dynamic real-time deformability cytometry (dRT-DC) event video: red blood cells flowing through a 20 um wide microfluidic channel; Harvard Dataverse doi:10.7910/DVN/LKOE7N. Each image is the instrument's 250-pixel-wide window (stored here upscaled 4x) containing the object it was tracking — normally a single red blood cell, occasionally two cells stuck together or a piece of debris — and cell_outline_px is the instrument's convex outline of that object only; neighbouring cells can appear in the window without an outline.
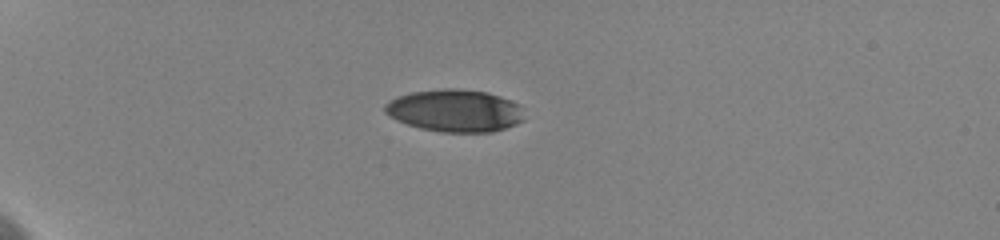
{"species": "human", "species_latin": "Homo sapiens", "temperature_condition": "cold", "stored_images_in_passage": 8, "camera_frame_rate_fps": 3000, "um_per_image_px": 0.085, "donor": {"sex": "female"}, "frame": {"image": 1, "passage_image": 1, "time_ms": 0.0, "image_size_px": [1000, 240], "cell_outline_px": [[524, 120], [516, 124], [492, 132], [440, 132], [420, 128], [396, 120], [384, 112], [384, 104], [388, 100], [396, 96], [412, 92], [444, 88], [456, 88], [488, 92], [512, 100], [520, 104]], "centroid_in_image_um": [38.65, 9.4], "position_along_channel_um": 46.3, "area_um2": 34.68}}